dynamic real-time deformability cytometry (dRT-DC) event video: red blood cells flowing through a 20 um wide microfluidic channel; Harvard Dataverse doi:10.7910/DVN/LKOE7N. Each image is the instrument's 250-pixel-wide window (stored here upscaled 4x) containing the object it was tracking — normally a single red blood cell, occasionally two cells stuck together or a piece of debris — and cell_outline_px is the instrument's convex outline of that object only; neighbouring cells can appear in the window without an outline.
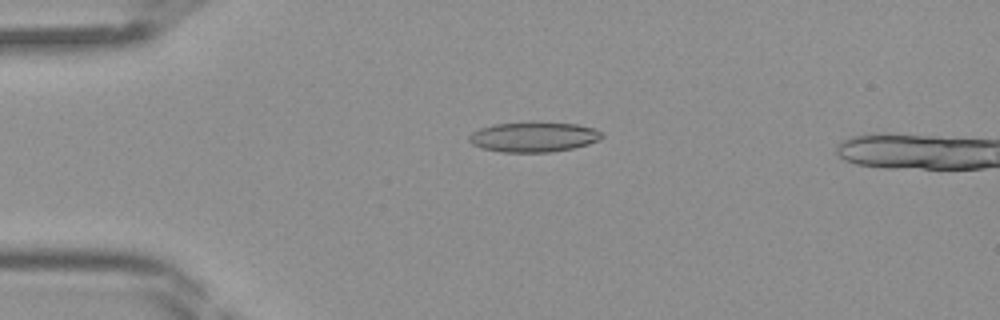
{"species": "Egyptian fruit bat (a non-hibernating species)", "species_latin": "Rousettus aegyptiacus", "temperature_condition": "room temperature", "stored_images_in_passage": 12, "camera_frame_rate_fps": 3000, "um_per_image_px": 0.085, "frame": {"image": 1, "passage_image": 10, "time_ms": 3.0, "image_size_px": [1000, 320], "cell_outline_px": [[604, 136], [600, 140], [588, 144], [572, 148], [552, 152], [500, 152], [480, 148], [472, 144], [468, 140], [468, 136], [472, 132], [480, 128], [496, 124], [576, 124], [596, 128], [604, 132]], "centroid_in_image_um": [45.38, 11.67], "position_along_channel_um": 39.6, "area_um2": 22.83}}